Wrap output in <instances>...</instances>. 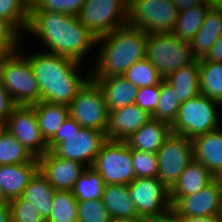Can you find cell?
<instances>
[{"mask_svg":"<svg viewBox=\"0 0 222 222\" xmlns=\"http://www.w3.org/2000/svg\"><path fill=\"white\" fill-rule=\"evenodd\" d=\"M136 87H150L159 85L164 79L156 67L146 58L134 63L123 75Z\"/></svg>","mask_w":222,"mask_h":222,"instance_id":"836d02e7","label":"cell"},{"mask_svg":"<svg viewBox=\"0 0 222 222\" xmlns=\"http://www.w3.org/2000/svg\"><path fill=\"white\" fill-rule=\"evenodd\" d=\"M131 156L136 178L157 177L158 157L156 153L131 149Z\"/></svg>","mask_w":222,"mask_h":222,"instance_id":"d590c367","label":"cell"},{"mask_svg":"<svg viewBox=\"0 0 222 222\" xmlns=\"http://www.w3.org/2000/svg\"><path fill=\"white\" fill-rule=\"evenodd\" d=\"M181 104L182 102L179 100L173 86L166 79H163L160 83V97L156 110L151 118L172 125Z\"/></svg>","mask_w":222,"mask_h":222,"instance_id":"1f68e13d","label":"cell"},{"mask_svg":"<svg viewBox=\"0 0 222 222\" xmlns=\"http://www.w3.org/2000/svg\"><path fill=\"white\" fill-rule=\"evenodd\" d=\"M21 35L8 21L0 17V55H7L20 49Z\"/></svg>","mask_w":222,"mask_h":222,"instance_id":"ab89813d","label":"cell"},{"mask_svg":"<svg viewBox=\"0 0 222 222\" xmlns=\"http://www.w3.org/2000/svg\"><path fill=\"white\" fill-rule=\"evenodd\" d=\"M171 1L176 5L179 12H182L191 7L202 4L201 0H171Z\"/></svg>","mask_w":222,"mask_h":222,"instance_id":"f6af8a7d","label":"cell"},{"mask_svg":"<svg viewBox=\"0 0 222 222\" xmlns=\"http://www.w3.org/2000/svg\"><path fill=\"white\" fill-rule=\"evenodd\" d=\"M55 191L49 181L38 171L20 197L32 203L34 208L39 211L42 218L46 221L53 206Z\"/></svg>","mask_w":222,"mask_h":222,"instance_id":"484cf974","label":"cell"},{"mask_svg":"<svg viewBox=\"0 0 222 222\" xmlns=\"http://www.w3.org/2000/svg\"><path fill=\"white\" fill-rule=\"evenodd\" d=\"M129 0H85L79 21L97 39L127 25Z\"/></svg>","mask_w":222,"mask_h":222,"instance_id":"9c48e42d","label":"cell"},{"mask_svg":"<svg viewBox=\"0 0 222 222\" xmlns=\"http://www.w3.org/2000/svg\"><path fill=\"white\" fill-rule=\"evenodd\" d=\"M221 34L222 7L210 8L200 30L190 42L194 57L197 60L204 58Z\"/></svg>","mask_w":222,"mask_h":222,"instance_id":"7402d4cb","label":"cell"},{"mask_svg":"<svg viewBox=\"0 0 222 222\" xmlns=\"http://www.w3.org/2000/svg\"><path fill=\"white\" fill-rule=\"evenodd\" d=\"M23 50L0 57V83L16 105H32L41 101L37 80Z\"/></svg>","mask_w":222,"mask_h":222,"instance_id":"5b68a950","label":"cell"},{"mask_svg":"<svg viewBox=\"0 0 222 222\" xmlns=\"http://www.w3.org/2000/svg\"><path fill=\"white\" fill-rule=\"evenodd\" d=\"M77 222H111L112 218L101 199L78 201Z\"/></svg>","mask_w":222,"mask_h":222,"instance_id":"8d00e7d4","label":"cell"},{"mask_svg":"<svg viewBox=\"0 0 222 222\" xmlns=\"http://www.w3.org/2000/svg\"><path fill=\"white\" fill-rule=\"evenodd\" d=\"M165 79L173 86L181 102L192 99L200 94L198 60L176 70Z\"/></svg>","mask_w":222,"mask_h":222,"instance_id":"4316f807","label":"cell"},{"mask_svg":"<svg viewBox=\"0 0 222 222\" xmlns=\"http://www.w3.org/2000/svg\"><path fill=\"white\" fill-rule=\"evenodd\" d=\"M151 119V115L137 104L111 110L105 132L106 139L125 141Z\"/></svg>","mask_w":222,"mask_h":222,"instance_id":"e0dca14e","label":"cell"},{"mask_svg":"<svg viewBox=\"0 0 222 222\" xmlns=\"http://www.w3.org/2000/svg\"><path fill=\"white\" fill-rule=\"evenodd\" d=\"M148 222H182V217L171 208L161 215L149 218Z\"/></svg>","mask_w":222,"mask_h":222,"instance_id":"ee69618b","label":"cell"},{"mask_svg":"<svg viewBox=\"0 0 222 222\" xmlns=\"http://www.w3.org/2000/svg\"><path fill=\"white\" fill-rule=\"evenodd\" d=\"M138 216L151 218L171 209L170 190L157 178H135L127 185Z\"/></svg>","mask_w":222,"mask_h":222,"instance_id":"4fadbf2b","label":"cell"},{"mask_svg":"<svg viewBox=\"0 0 222 222\" xmlns=\"http://www.w3.org/2000/svg\"><path fill=\"white\" fill-rule=\"evenodd\" d=\"M0 222H11V212L8 202H0Z\"/></svg>","mask_w":222,"mask_h":222,"instance_id":"7dc6e473","label":"cell"},{"mask_svg":"<svg viewBox=\"0 0 222 222\" xmlns=\"http://www.w3.org/2000/svg\"><path fill=\"white\" fill-rule=\"evenodd\" d=\"M218 218L222 222V192L219 200V210H218Z\"/></svg>","mask_w":222,"mask_h":222,"instance_id":"816d5d0a","label":"cell"},{"mask_svg":"<svg viewBox=\"0 0 222 222\" xmlns=\"http://www.w3.org/2000/svg\"><path fill=\"white\" fill-rule=\"evenodd\" d=\"M69 115L82 128L98 131L107 130L109 111L101 87L93 79H89L79 90L77 96L68 105Z\"/></svg>","mask_w":222,"mask_h":222,"instance_id":"8fae6325","label":"cell"},{"mask_svg":"<svg viewBox=\"0 0 222 222\" xmlns=\"http://www.w3.org/2000/svg\"><path fill=\"white\" fill-rule=\"evenodd\" d=\"M8 203L11 212V222H45L39 211L29 201L19 197Z\"/></svg>","mask_w":222,"mask_h":222,"instance_id":"f35d334b","label":"cell"},{"mask_svg":"<svg viewBox=\"0 0 222 222\" xmlns=\"http://www.w3.org/2000/svg\"><path fill=\"white\" fill-rule=\"evenodd\" d=\"M4 128L34 157L38 158L48 151V143L41 134L35 109L32 105H16Z\"/></svg>","mask_w":222,"mask_h":222,"instance_id":"5bb4252c","label":"cell"},{"mask_svg":"<svg viewBox=\"0 0 222 222\" xmlns=\"http://www.w3.org/2000/svg\"><path fill=\"white\" fill-rule=\"evenodd\" d=\"M93 80L103 91L108 111L135 104L139 88L123 76Z\"/></svg>","mask_w":222,"mask_h":222,"instance_id":"44dd1931","label":"cell"},{"mask_svg":"<svg viewBox=\"0 0 222 222\" xmlns=\"http://www.w3.org/2000/svg\"><path fill=\"white\" fill-rule=\"evenodd\" d=\"M220 105L219 102L202 94L182 102L171 125L172 133L193 139L219 129L221 121L219 122L218 118L222 116L218 115L222 109Z\"/></svg>","mask_w":222,"mask_h":222,"instance_id":"8992f818","label":"cell"},{"mask_svg":"<svg viewBox=\"0 0 222 222\" xmlns=\"http://www.w3.org/2000/svg\"><path fill=\"white\" fill-rule=\"evenodd\" d=\"M29 5L30 0H0V17L23 34L28 25Z\"/></svg>","mask_w":222,"mask_h":222,"instance_id":"d6a6232c","label":"cell"},{"mask_svg":"<svg viewBox=\"0 0 222 222\" xmlns=\"http://www.w3.org/2000/svg\"><path fill=\"white\" fill-rule=\"evenodd\" d=\"M146 38V32L128 25L97 38L100 47L90 69L91 79L123 76L134 63L145 58Z\"/></svg>","mask_w":222,"mask_h":222,"instance_id":"3957f363","label":"cell"},{"mask_svg":"<svg viewBox=\"0 0 222 222\" xmlns=\"http://www.w3.org/2000/svg\"><path fill=\"white\" fill-rule=\"evenodd\" d=\"M198 61H212L222 63V34L214 43L207 55L204 58L199 59Z\"/></svg>","mask_w":222,"mask_h":222,"instance_id":"7bdbcfd3","label":"cell"},{"mask_svg":"<svg viewBox=\"0 0 222 222\" xmlns=\"http://www.w3.org/2000/svg\"><path fill=\"white\" fill-rule=\"evenodd\" d=\"M0 202H2V190H1V187H0Z\"/></svg>","mask_w":222,"mask_h":222,"instance_id":"db71d44e","label":"cell"},{"mask_svg":"<svg viewBox=\"0 0 222 222\" xmlns=\"http://www.w3.org/2000/svg\"><path fill=\"white\" fill-rule=\"evenodd\" d=\"M32 106L35 109L41 134L48 143L69 116V107L47 101H39Z\"/></svg>","mask_w":222,"mask_h":222,"instance_id":"cb8c5ba5","label":"cell"},{"mask_svg":"<svg viewBox=\"0 0 222 222\" xmlns=\"http://www.w3.org/2000/svg\"><path fill=\"white\" fill-rule=\"evenodd\" d=\"M145 58L164 79L197 60L190 42L180 40L172 33H147Z\"/></svg>","mask_w":222,"mask_h":222,"instance_id":"52a82bcc","label":"cell"},{"mask_svg":"<svg viewBox=\"0 0 222 222\" xmlns=\"http://www.w3.org/2000/svg\"><path fill=\"white\" fill-rule=\"evenodd\" d=\"M45 222H68V221H45ZM69 222H77V221H69Z\"/></svg>","mask_w":222,"mask_h":222,"instance_id":"f5cc1de1","label":"cell"},{"mask_svg":"<svg viewBox=\"0 0 222 222\" xmlns=\"http://www.w3.org/2000/svg\"><path fill=\"white\" fill-rule=\"evenodd\" d=\"M92 167L105 184H130L136 177L131 148L125 141L106 140L101 146Z\"/></svg>","mask_w":222,"mask_h":222,"instance_id":"30bf717a","label":"cell"},{"mask_svg":"<svg viewBox=\"0 0 222 222\" xmlns=\"http://www.w3.org/2000/svg\"><path fill=\"white\" fill-rule=\"evenodd\" d=\"M160 97V84L150 87H143L138 90L135 104L151 116L156 110Z\"/></svg>","mask_w":222,"mask_h":222,"instance_id":"60d3db41","label":"cell"},{"mask_svg":"<svg viewBox=\"0 0 222 222\" xmlns=\"http://www.w3.org/2000/svg\"><path fill=\"white\" fill-rule=\"evenodd\" d=\"M105 183L100 174L92 167H86L71 190L78 201L102 198Z\"/></svg>","mask_w":222,"mask_h":222,"instance_id":"f546056e","label":"cell"},{"mask_svg":"<svg viewBox=\"0 0 222 222\" xmlns=\"http://www.w3.org/2000/svg\"><path fill=\"white\" fill-rule=\"evenodd\" d=\"M209 9L208 6L200 4L179 12L171 33L180 40L191 42L204 23Z\"/></svg>","mask_w":222,"mask_h":222,"instance_id":"83f0119b","label":"cell"},{"mask_svg":"<svg viewBox=\"0 0 222 222\" xmlns=\"http://www.w3.org/2000/svg\"><path fill=\"white\" fill-rule=\"evenodd\" d=\"M23 54L29 61L37 80L41 101L69 105L91 78L89 71L86 76L78 73L82 65L72 58L41 52V50Z\"/></svg>","mask_w":222,"mask_h":222,"instance_id":"7a4b0ae2","label":"cell"},{"mask_svg":"<svg viewBox=\"0 0 222 222\" xmlns=\"http://www.w3.org/2000/svg\"><path fill=\"white\" fill-rule=\"evenodd\" d=\"M103 131L82 128L70 115L48 142V151L57 156L92 166L101 146L106 141Z\"/></svg>","mask_w":222,"mask_h":222,"instance_id":"277c9868","label":"cell"},{"mask_svg":"<svg viewBox=\"0 0 222 222\" xmlns=\"http://www.w3.org/2000/svg\"><path fill=\"white\" fill-rule=\"evenodd\" d=\"M32 33L45 45L44 52L72 58L83 65L97 39L78 16L45 10H29L25 33Z\"/></svg>","mask_w":222,"mask_h":222,"instance_id":"6da1fadb","label":"cell"},{"mask_svg":"<svg viewBox=\"0 0 222 222\" xmlns=\"http://www.w3.org/2000/svg\"><path fill=\"white\" fill-rule=\"evenodd\" d=\"M35 157L5 128H0V165L29 163Z\"/></svg>","mask_w":222,"mask_h":222,"instance_id":"4dcf8cb0","label":"cell"},{"mask_svg":"<svg viewBox=\"0 0 222 222\" xmlns=\"http://www.w3.org/2000/svg\"><path fill=\"white\" fill-rule=\"evenodd\" d=\"M194 161L212 174L222 169V127L192 139Z\"/></svg>","mask_w":222,"mask_h":222,"instance_id":"d6986e66","label":"cell"},{"mask_svg":"<svg viewBox=\"0 0 222 222\" xmlns=\"http://www.w3.org/2000/svg\"><path fill=\"white\" fill-rule=\"evenodd\" d=\"M51 212L46 221H77L78 200L71 191L56 190L53 196Z\"/></svg>","mask_w":222,"mask_h":222,"instance_id":"e575fe53","label":"cell"},{"mask_svg":"<svg viewBox=\"0 0 222 222\" xmlns=\"http://www.w3.org/2000/svg\"><path fill=\"white\" fill-rule=\"evenodd\" d=\"M212 181L213 174L203 164L192 161L170 189V196H187L194 194L202 190Z\"/></svg>","mask_w":222,"mask_h":222,"instance_id":"d4e9b609","label":"cell"},{"mask_svg":"<svg viewBox=\"0 0 222 222\" xmlns=\"http://www.w3.org/2000/svg\"><path fill=\"white\" fill-rule=\"evenodd\" d=\"M221 192L212 181L194 194L170 196L171 208L181 217L217 216Z\"/></svg>","mask_w":222,"mask_h":222,"instance_id":"2e32d148","label":"cell"},{"mask_svg":"<svg viewBox=\"0 0 222 222\" xmlns=\"http://www.w3.org/2000/svg\"><path fill=\"white\" fill-rule=\"evenodd\" d=\"M156 154L157 178L170 190L184 169L194 161L192 139L171 133Z\"/></svg>","mask_w":222,"mask_h":222,"instance_id":"7c38bea8","label":"cell"},{"mask_svg":"<svg viewBox=\"0 0 222 222\" xmlns=\"http://www.w3.org/2000/svg\"><path fill=\"white\" fill-rule=\"evenodd\" d=\"M182 222H221L218 216H189L182 217Z\"/></svg>","mask_w":222,"mask_h":222,"instance_id":"bcb514c9","label":"cell"},{"mask_svg":"<svg viewBox=\"0 0 222 222\" xmlns=\"http://www.w3.org/2000/svg\"><path fill=\"white\" fill-rule=\"evenodd\" d=\"M201 3L209 8L222 7V0H201Z\"/></svg>","mask_w":222,"mask_h":222,"instance_id":"681fc988","label":"cell"},{"mask_svg":"<svg viewBox=\"0 0 222 222\" xmlns=\"http://www.w3.org/2000/svg\"><path fill=\"white\" fill-rule=\"evenodd\" d=\"M171 133L170 124L151 119L125 142L131 149L156 153Z\"/></svg>","mask_w":222,"mask_h":222,"instance_id":"ffe728a7","label":"cell"},{"mask_svg":"<svg viewBox=\"0 0 222 222\" xmlns=\"http://www.w3.org/2000/svg\"><path fill=\"white\" fill-rule=\"evenodd\" d=\"M101 200L112 219L138 216L127 185L105 184Z\"/></svg>","mask_w":222,"mask_h":222,"instance_id":"603a6c76","label":"cell"},{"mask_svg":"<svg viewBox=\"0 0 222 222\" xmlns=\"http://www.w3.org/2000/svg\"><path fill=\"white\" fill-rule=\"evenodd\" d=\"M111 222H148L147 218L144 217H134V218H124V219H112Z\"/></svg>","mask_w":222,"mask_h":222,"instance_id":"c3c4849f","label":"cell"},{"mask_svg":"<svg viewBox=\"0 0 222 222\" xmlns=\"http://www.w3.org/2000/svg\"><path fill=\"white\" fill-rule=\"evenodd\" d=\"M213 182L222 191V169L213 174Z\"/></svg>","mask_w":222,"mask_h":222,"instance_id":"f907efd6","label":"cell"},{"mask_svg":"<svg viewBox=\"0 0 222 222\" xmlns=\"http://www.w3.org/2000/svg\"><path fill=\"white\" fill-rule=\"evenodd\" d=\"M85 0H30L29 10H45L78 16Z\"/></svg>","mask_w":222,"mask_h":222,"instance_id":"74e56055","label":"cell"},{"mask_svg":"<svg viewBox=\"0 0 222 222\" xmlns=\"http://www.w3.org/2000/svg\"><path fill=\"white\" fill-rule=\"evenodd\" d=\"M198 62L200 94L219 102L222 106V63Z\"/></svg>","mask_w":222,"mask_h":222,"instance_id":"f1b7e54d","label":"cell"},{"mask_svg":"<svg viewBox=\"0 0 222 222\" xmlns=\"http://www.w3.org/2000/svg\"><path fill=\"white\" fill-rule=\"evenodd\" d=\"M38 171L39 164L36 157L29 163L0 165L2 202L19 198Z\"/></svg>","mask_w":222,"mask_h":222,"instance_id":"ac0fdd59","label":"cell"},{"mask_svg":"<svg viewBox=\"0 0 222 222\" xmlns=\"http://www.w3.org/2000/svg\"><path fill=\"white\" fill-rule=\"evenodd\" d=\"M37 159L39 172L55 190L71 191L86 168L82 163L61 158L52 151H47Z\"/></svg>","mask_w":222,"mask_h":222,"instance_id":"9a60e30c","label":"cell"},{"mask_svg":"<svg viewBox=\"0 0 222 222\" xmlns=\"http://www.w3.org/2000/svg\"><path fill=\"white\" fill-rule=\"evenodd\" d=\"M178 15L171 0H129L127 25L146 33H171Z\"/></svg>","mask_w":222,"mask_h":222,"instance_id":"ba28073f","label":"cell"},{"mask_svg":"<svg viewBox=\"0 0 222 222\" xmlns=\"http://www.w3.org/2000/svg\"><path fill=\"white\" fill-rule=\"evenodd\" d=\"M16 104L4 86L0 83V128H4L9 115Z\"/></svg>","mask_w":222,"mask_h":222,"instance_id":"b9f144b4","label":"cell"}]
</instances>
